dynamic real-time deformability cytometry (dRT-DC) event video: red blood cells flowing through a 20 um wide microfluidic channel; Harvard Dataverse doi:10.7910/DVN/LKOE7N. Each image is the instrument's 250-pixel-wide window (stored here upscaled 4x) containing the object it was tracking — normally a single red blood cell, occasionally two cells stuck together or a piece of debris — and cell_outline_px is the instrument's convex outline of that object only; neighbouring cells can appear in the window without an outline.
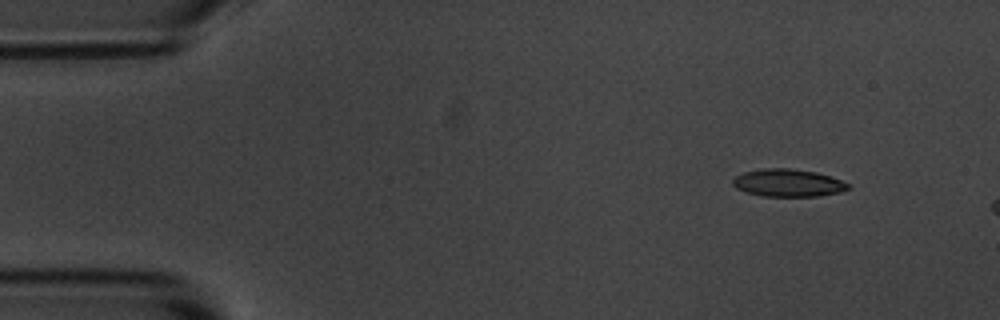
{"species": "common noctule bat (a hibernating species)", "species_latin": "Nyctalus noctula", "temperature_condition": "room temperature", "stored_images_in_passage": 3, "camera_frame_rate_fps": 3000, "um_per_image_px": 0.085, "animal": {"sex": "male", "body_mass_g": 20.1, "forearm_length_mm": 53.5}, "frame": {"image": 1, "passage_image": 1, "time_ms": 0.0, "image_size_px": [1000, 320], "cell_outline_px": [[852, 188], [840, 192], [820, 196], [760, 196], [744, 192], [736, 188], [732, 184], [732, 180], [736, 176], [744, 172], [760, 168], [788, 168], [816, 172], [840, 180], [848, 184]], "centroid_in_image_um": [66.95, 15.55], "position_along_channel_um": 18.1, "area_um2": 18.61}}